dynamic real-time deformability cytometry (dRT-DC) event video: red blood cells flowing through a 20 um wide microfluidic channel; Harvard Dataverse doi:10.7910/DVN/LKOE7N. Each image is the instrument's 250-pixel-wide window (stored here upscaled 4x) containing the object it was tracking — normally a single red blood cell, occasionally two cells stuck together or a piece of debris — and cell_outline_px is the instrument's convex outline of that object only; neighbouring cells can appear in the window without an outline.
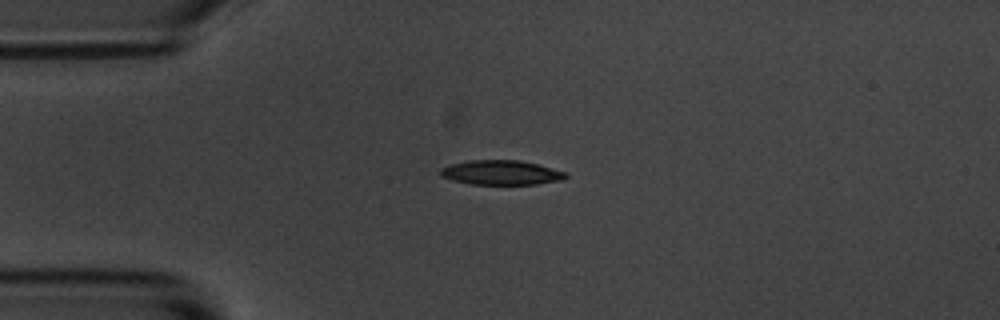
{"species": "common noctule bat (a hibernating species)", "species_latin": "Nyctalus noctula", "temperature_condition": "room temperature", "stored_images_in_passage": 3, "camera_frame_rate_fps": 3000, "um_per_image_px": 0.085, "animal": {"sex": "male", "body_mass_g": 20.1, "forearm_length_mm": 53.5}, "frame": {"image": 1, "passage_image": 1, "time_ms": 0.0, "image_size_px": [1000, 320], "cell_outline_px": [[568, 176], [564, 180], [536, 184], [472, 184], [452, 180], [440, 176], [440, 168], [452, 164], [468, 160], [520, 160], [568, 172]], "centroid_in_image_um": [42.62, 14.67], "position_along_channel_um": 42.4, "area_um2": 17.98}}